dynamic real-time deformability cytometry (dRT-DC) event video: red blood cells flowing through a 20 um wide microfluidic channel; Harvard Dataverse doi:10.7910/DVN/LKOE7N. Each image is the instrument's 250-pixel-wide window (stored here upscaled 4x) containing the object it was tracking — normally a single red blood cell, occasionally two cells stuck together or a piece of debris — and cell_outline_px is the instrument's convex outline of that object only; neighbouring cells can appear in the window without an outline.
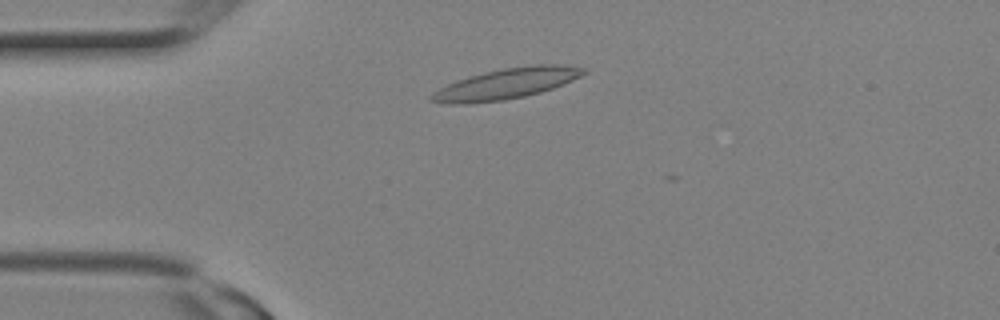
{"species": "Egyptian fruit bat (a non-hibernating species)", "species_latin": "Rousettus aegyptiacus", "temperature_condition": "room temperature", "stored_images_in_passage": 1, "camera_frame_rate_fps": 3000, "um_per_image_px": 0.085, "animal": {"sex": "female"}, "frame": {"image": 1, "passage_image": 1, "time_ms": 0.0, "image_size_px": [1000, 320], "cell_outline_px": [[588, 72], [572, 80], [552, 88], [540, 92], [524, 96], [504, 100], [468, 104], [448, 104], [428, 100], [428, 96], [440, 88], [448, 84], [468, 76], [484, 72], [504, 68], [536, 64], [556, 64], [588, 68]], "centroid_in_image_um": [43.03, 7.11], "position_along_channel_um": 42.0, "area_um2": 27.11}}